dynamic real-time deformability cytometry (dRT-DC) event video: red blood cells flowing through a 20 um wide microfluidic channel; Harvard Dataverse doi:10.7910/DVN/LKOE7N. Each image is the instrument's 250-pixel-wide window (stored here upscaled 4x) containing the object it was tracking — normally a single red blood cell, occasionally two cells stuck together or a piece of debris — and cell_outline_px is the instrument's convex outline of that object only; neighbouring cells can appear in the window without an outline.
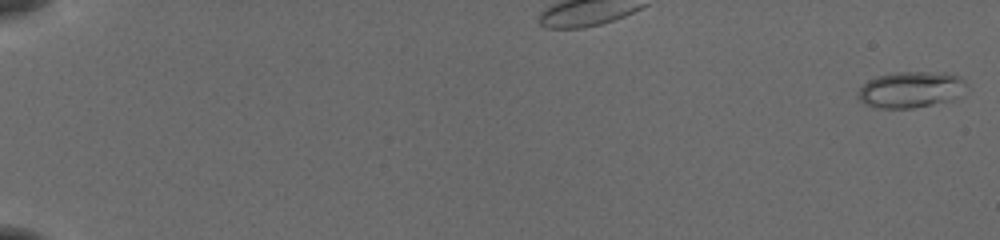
{"species": "common noctule bat (a hibernating species)", "species_latin": "Nyctalus noctula", "temperature_condition": "cold", "stored_images_in_passage": 55, "camera_frame_rate_fps": 3000, "um_per_image_px": 0.085, "animal": {"sex": "female", "body_mass_g": 19.5, "forearm_length_mm": 54.1}, "frame": {"image": 1, "passage_image": 1, "time_ms": 0.0, "image_size_px": [1000, 240], "cell_outline_px": [[964, 84], [944, 100], [912, 108], [872, 108], [864, 104], [856, 96], [860, 88], [868, 80], [876, 76], [896, 72], [944, 72], [960, 76], [964, 80]], "centroid_in_image_um": [77.22, 7.59], "position_along_channel_um": 7.8, "area_um2": 21.96}}
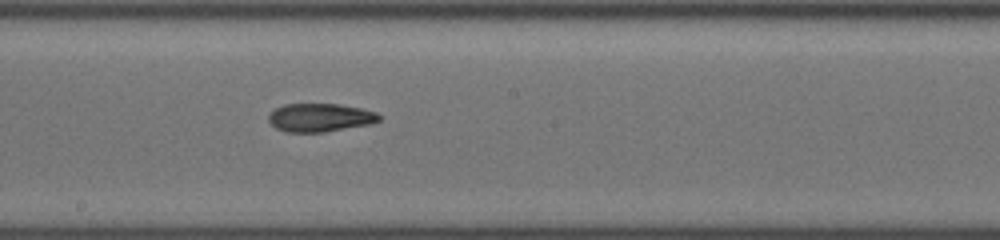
{"frame": {"image": 2, "passage_image": 33, "time_ms": 10.667, "image_size_px": [1000, 240], "cell_outline_px": [[380, 120], [372, 124], [324, 132], [288, 132], [276, 128], [268, 120], [268, 116], [276, 108], [284, 104], [340, 104], [360, 108], [376, 112], [380, 116]], "centroid_in_image_um": [27.22, 9.99], "position_along_channel_um": 221.0, "area_um2": 18.21}}
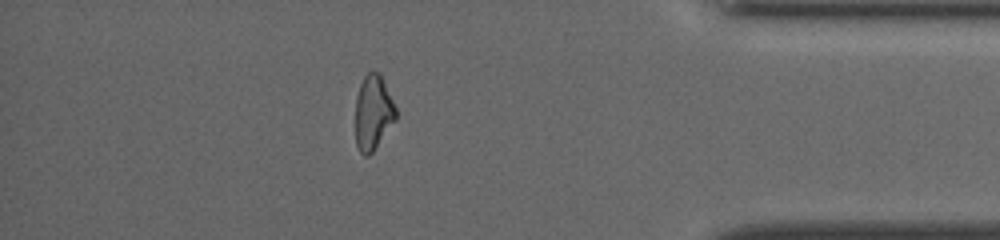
{"frame": {"image": 3, "passage_image": 49, "time_ms": 16.0, "image_size_px": [1000, 240], "cell_outline_px": [[396, 120], [372, 152], [368, 156], [364, 156], [360, 152], [356, 144], [356, 96], [360, 84], [364, 76], [368, 72], [380, 72], [396, 108]], "centroid_in_image_um": [31.72, 9.56], "position_along_channel_um": 403.5, "area_um2": 17.57}, "authors_computed_cell_mechanics": {"area_um2": 18.6116, "velocity_mm_per_s": 3.9248, "shape_relaxation_time_tau1_ms": null, "shape_relaxation_time_tau2_ms": 3.4082, "deformation_change_tau1": null, "deformation_change_tau2": 0.1083}}